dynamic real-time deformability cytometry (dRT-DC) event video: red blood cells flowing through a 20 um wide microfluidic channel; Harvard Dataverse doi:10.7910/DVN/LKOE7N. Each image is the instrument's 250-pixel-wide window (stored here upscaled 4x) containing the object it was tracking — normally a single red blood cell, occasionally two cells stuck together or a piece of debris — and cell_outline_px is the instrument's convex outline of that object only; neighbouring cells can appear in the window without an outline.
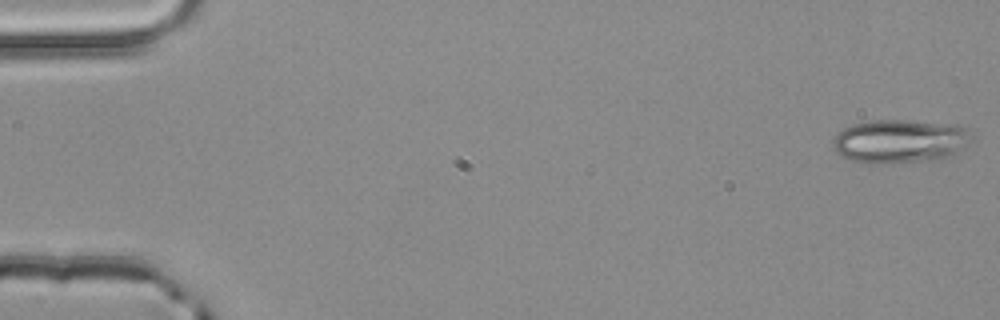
{"species": "common noctule bat (a hibernating species)", "species_latin": "Nyctalus noctula", "temperature_condition": "room temperature", "stored_images_in_passage": 4, "camera_frame_rate_fps": 3000, "um_per_image_px": 0.085, "animal": {"sex": "male", "body_mass_g": 20.4}, "frame": {"image": 1, "passage_image": 1, "time_ms": 0.0, "image_size_px": [1000, 320], "cell_outline_px": [[972, 136], [952, 156], [940, 160], [884, 164], [880, 164], [852, 160], [840, 156], [832, 148], [832, 140], [844, 128], [852, 124], [872, 120], [908, 120], [956, 124], [972, 128]], "centroid_in_image_um": [76.51, 12.0], "position_along_channel_um": 8.5, "area_um2": 35.72}}